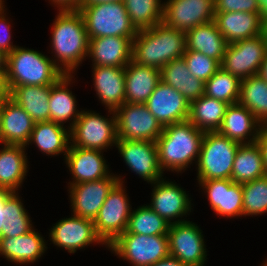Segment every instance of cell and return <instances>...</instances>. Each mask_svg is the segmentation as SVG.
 <instances>
[{"label":"cell","instance_id":"cell-30","mask_svg":"<svg viewBox=\"0 0 267 266\" xmlns=\"http://www.w3.org/2000/svg\"><path fill=\"white\" fill-rule=\"evenodd\" d=\"M25 146L3 144L0 150V189L16 192L27 173Z\"/></svg>","mask_w":267,"mask_h":266},{"label":"cell","instance_id":"cell-53","mask_svg":"<svg viewBox=\"0 0 267 266\" xmlns=\"http://www.w3.org/2000/svg\"><path fill=\"white\" fill-rule=\"evenodd\" d=\"M123 0H82L80 5H90L99 3L120 2Z\"/></svg>","mask_w":267,"mask_h":266},{"label":"cell","instance_id":"cell-24","mask_svg":"<svg viewBox=\"0 0 267 266\" xmlns=\"http://www.w3.org/2000/svg\"><path fill=\"white\" fill-rule=\"evenodd\" d=\"M262 124L245 106L230 104L223 117L218 133L240 144L257 142ZM250 140H249V138ZM245 139H248L246 141Z\"/></svg>","mask_w":267,"mask_h":266},{"label":"cell","instance_id":"cell-42","mask_svg":"<svg viewBox=\"0 0 267 266\" xmlns=\"http://www.w3.org/2000/svg\"><path fill=\"white\" fill-rule=\"evenodd\" d=\"M182 57L187 63L191 75L203 82L209 80L221 68L218 61L201 52L185 50Z\"/></svg>","mask_w":267,"mask_h":266},{"label":"cell","instance_id":"cell-35","mask_svg":"<svg viewBox=\"0 0 267 266\" xmlns=\"http://www.w3.org/2000/svg\"><path fill=\"white\" fill-rule=\"evenodd\" d=\"M70 130L56 122H37L34 125L29 143H36L39 150L47 155L64 153L66 156L70 146Z\"/></svg>","mask_w":267,"mask_h":266},{"label":"cell","instance_id":"cell-1","mask_svg":"<svg viewBox=\"0 0 267 266\" xmlns=\"http://www.w3.org/2000/svg\"><path fill=\"white\" fill-rule=\"evenodd\" d=\"M52 27L54 65L64 75H71L88 55L89 37L83 17L78 10H59Z\"/></svg>","mask_w":267,"mask_h":266},{"label":"cell","instance_id":"cell-41","mask_svg":"<svg viewBox=\"0 0 267 266\" xmlns=\"http://www.w3.org/2000/svg\"><path fill=\"white\" fill-rule=\"evenodd\" d=\"M242 185L243 215H258L267 212V175Z\"/></svg>","mask_w":267,"mask_h":266},{"label":"cell","instance_id":"cell-10","mask_svg":"<svg viewBox=\"0 0 267 266\" xmlns=\"http://www.w3.org/2000/svg\"><path fill=\"white\" fill-rule=\"evenodd\" d=\"M267 54V34L227 45L221 67L240 80L257 75Z\"/></svg>","mask_w":267,"mask_h":266},{"label":"cell","instance_id":"cell-52","mask_svg":"<svg viewBox=\"0 0 267 266\" xmlns=\"http://www.w3.org/2000/svg\"><path fill=\"white\" fill-rule=\"evenodd\" d=\"M7 95L8 92L5 86V78L0 74V103Z\"/></svg>","mask_w":267,"mask_h":266},{"label":"cell","instance_id":"cell-13","mask_svg":"<svg viewBox=\"0 0 267 266\" xmlns=\"http://www.w3.org/2000/svg\"><path fill=\"white\" fill-rule=\"evenodd\" d=\"M214 15V0H168L163 7V22L184 32L214 21Z\"/></svg>","mask_w":267,"mask_h":266},{"label":"cell","instance_id":"cell-48","mask_svg":"<svg viewBox=\"0 0 267 266\" xmlns=\"http://www.w3.org/2000/svg\"><path fill=\"white\" fill-rule=\"evenodd\" d=\"M151 266H186L185 264H182L178 259L168 256L157 263H154Z\"/></svg>","mask_w":267,"mask_h":266},{"label":"cell","instance_id":"cell-54","mask_svg":"<svg viewBox=\"0 0 267 266\" xmlns=\"http://www.w3.org/2000/svg\"><path fill=\"white\" fill-rule=\"evenodd\" d=\"M0 142H1V144H3L2 135H1V119H0Z\"/></svg>","mask_w":267,"mask_h":266},{"label":"cell","instance_id":"cell-44","mask_svg":"<svg viewBox=\"0 0 267 266\" xmlns=\"http://www.w3.org/2000/svg\"><path fill=\"white\" fill-rule=\"evenodd\" d=\"M3 2V0L0 2V50L6 54H10L17 46L11 43V34L9 30V27L11 26L9 24L10 22L6 21L8 19H5L6 13L4 14L5 10Z\"/></svg>","mask_w":267,"mask_h":266},{"label":"cell","instance_id":"cell-20","mask_svg":"<svg viewBox=\"0 0 267 266\" xmlns=\"http://www.w3.org/2000/svg\"><path fill=\"white\" fill-rule=\"evenodd\" d=\"M0 119L3 144L27 147L35 122L8 95L0 103Z\"/></svg>","mask_w":267,"mask_h":266},{"label":"cell","instance_id":"cell-55","mask_svg":"<svg viewBox=\"0 0 267 266\" xmlns=\"http://www.w3.org/2000/svg\"><path fill=\"white\" fill-rule=\"evenodd\" d=\"M265 32L267 34V23L265 24Z\"/></svg>","mask_w":267,"mask_h":266},{"label":"cell","instance_id":"cell-9","mask_svg":"<svg viewBox=\"0 0 267 266\" xmlns=\"http://www.w3.org/2000/svg\"><path fill=\"white\" fill-rule=\"evenodd\" d=\"M123 187V181L113 187L93 220L96 233L107 247L126 231L131 214L132 208Z\"/></svg>","mask_w":267,"mask_h":266},{"label":"cell","instance_id":"cell-7","mask_svg":"<svg viewBox=\"0 0 267 266\" xmlns=\"http://www.w3.org/2000/svg\"><path fill=\"white\" fill-rule=\"evenodd\" d=\"M113 117L106 118L98 113L82 111L70 129V146L104 150L117 143L116 115L108 110Z\"/></svg>","mask_w":267,"mask_h":266},{"label":"cell","instance_id":"cell-33","mask_svg":"<svg viewBox=\"0 0 267 266\" xmlns=\"http://www.w3.org/2000/svg\"><path fill=\"white\" fill-rule=\"evenodd\" d=\"M263 176H266V171L258 143L240 144L234 157L231 180L243 184Z\"/></svg>","mask_w":267,"mask_h":266},{"label":"cell","instance_id":"cell-34","mask_svg":"<svg viewBox=\"0 0 267 266\" xmlns=\"http://www.w3.org/2000/svg\"><path fill=\"white\" fill-rule=\"evenodd\" d=\"M228 106V103L203 94L190 102L188 120L204 132L218 131Z\"/></svg>","mask_w":267,"mask_h":266},{"label":"cell","instance_id":"cell-28","mask_svg":"<svg viewBox=\"0 0 267 266\" xmlns=\"http://www.w3.org/2000/svg\"><path fill=\"white\" fill-rule=\"evenodd\" d=\"M52 85L6 87L8 96L37 122L50 121L49 97Z\"/></svg>","mask_w":267,"mask_h":266},{"label":"cell","instance_id":"cell-2","mask_svg":"<svg viewBox=\"0 0 267 266\" xmlns=\"http://www.w3.org/2000/svg\"><path fill=\"white\" fill-rule=\"evenodd\" d=\"M186 50V32L161 22L150 29L138 31L133 39L132 60L143 66L161 68L181 58Z\"/></svg>","mask_w":267,"mask_h":266},{"label":"cell","instance_id":"cell-50","mask_svg":"<svg viewBox=\"0 0 267 266\" xmlns=\"http://www.w3.org/2000/svg\"><path fill=\"white\" fill-rule=\"evenodd\" d=\"M8 54L0 50V74L5 78L7 73Z\"/></svg>","mask_w":267,"mask_h":266},{"label":"cell","instance_id":"cell-38","mask_svg":"<svg viewBox=\"0 0 267 266\" xmlns=\"http://www.w3.org/2000/svg\"><path fill=\"white\" fill-rule=\"evenodd\" d=\"M19 198L18 192H13L5 201L2 237H18L33 228L28 212Z\"/></svg>","mask_w":267,"mask_h":266},{"label":"cell","instance_id":"cell-39","mask_svg":"<svg viewBox=\"0 0 267 266\" xmlns=\"http://www.w3.org/2000/svg\"><path fill=\"white\" fill-rule=\"evenodd\" d=\"M169 225L168 222L146 205L131 212L124 233H134L146 236L167 235Z\"/></svg>","mask_w":267,"mask_h":266},{"label":"cell","instance_id":"cell-22","mask_svg":"<svg viewBox=\"0 0 267 266\" xmlns=\"http://www.w3.org/2000/svg\"><path fill=\"white\" fill-rule=\"evenodd\" d=\"M133 39L117 36L89 39L87 56L93 58V66L125 68L132 60Z\"/></svg>","mask_w":267,"mask_h":266},{"label":"cell","instance_id":"cell-14","mask_svg":"<svg viewBox=\"0 0 267 266\" xmlns=\"http://www.w3.org/2000/svg\"><path fill=\"white\" fill-rule=\"evenodd\" d=\"M118 182H122L121 177L110 174L100 180L68 186L73 215L93 221L109 192Z\"/></svg>","mask_w":267,"mask_h":266},{"label":"cell","instance_id":"cell-19","mask_svg":"<svg viewBox=\"0 0 267 266\" xmlns=\"http://www.w3.org/2000/svg\"><path fill=\"white\" fill-rule=\"evenodd\" d=\"M207 192V199L217 215L237 217L243 215L242 185L231 179L198 180Z\"/></svg>","mask_w":267,"mask_h":266},{"label":"cell","instance_id":"cell-46","mask_svg":"<svg viewBox=\"0 0 267 266\" xmlns=\"http://www.w3.org/2000/svg\"><path fill=\"white\" fill-rule=\"evenodd\" d=\"M59 10H78L82 0H50Z\"/></svg>","mask_w":267,"mask_h":266},{"label":"cell","instance_id":"cell-11","mask_svg":"<svg viewBox=\"0 0 267 266\" xmlns=\"http://www.w3.org/2000/svg\"><path fill=\"white\" fill-rule=\"evenodd\" d=\"M114 112L118 139L156 142L163 132L145 104L124 103Z\"/></svg>","mask_w":267,"mask_h":266},{"label":"cell","instance_id":"cell-32","mask_svg":"<svg viewBox=\"0 0 267 266\" xmlns=\"http://www.w3.org/2000/svg\"><path fill=\"white\" fill-rule=\"evenodd\" d=\"M71 75H62L51 87L49 97L50 121L56 122L63 126L70 118L71 123L69 130L73 127L75 121L79 118L81 111H78L76 98L68 89L72 81ZM77 109V110H76Z\"/></svg>","mask_w":267,"mask_h":266},{"label":"cell","instance_id":"cell-4","mask_svg":"<svg viewBox=\"0 0 267 266\" xmlns=\"http://www.w3.org/2000/svg\"><path fill=\"white\" fill-rule=\"evenodd\" d=\"M62 75L54 65V59L39 51L18 46L8 54L5 86L52 85Z\"/></svg>","mask_w":267,"mask_h":266},{"label":"cell","instance_id":"cell-45","mask_svg":"<svg viewBox=\"0 0 267 266\" xmlns=\"http://www.w3.org/2000/svg\"><path fill=\"white\" fill-rule=\"evenodd\" d=\"M257 143L260 146L263 154L264 167L267 175V125L262 124L259 135L257 138Z\"/></svg>","mask_w":267,"mask_h":266},{"label":"cell","instance_id":"cell-51","mask_svg":"<svg viewBox=\"0 0 267 266\" xmlns=\"http://www.w3.org/2000/svg\"><path fill=\"white\" fill-rule=\"evenodd\" d=\"M257 75H259L263 80L267 82V54L260 65V69Z\"/></svg>","mask_w":267,"mask_h":266},{"label":"cell","instance_id":"cell-43","mask_svg":"<svg viewBox=\"0 0 267 266\" xmlns=\"http://www.w3.org/2000/svg\"><path fill=\"white\" fill-rule=\"evenodd\" d=\"M215 12L259 13L257 0H214Z\"/></svg>","mask_w":267,"mask_h":266},{"label":"cell","instance_id":"cell-27","mask_svg":"<svg viewBox=\"0 0 267 266\" xmlns=\"http://www.w3.org/2000/svg\"><path fill=\"white\" fill-rule=\"evenodd\" d=\"M45 240L34 230L18 237L0 238V255L14 263L24 264L37 261L47 249Z\"/></svg>","mask_w":267,"mask_h":266},{"label":"cell","instance_id":"cell-18","mask_svg":"<svg viewBox=\"0 0 267 266\" xmlns=\"http://www.w3.org/2000/svg\"><path fill=\"white\" fill-rule=\"evenodd\" d=\"M151 184L155 186L152 191V203L148 206L168 224L191 212V200L181 187L173 182L164 181L163 178Z\"/></svg>","mask_w":267,"mask_h":266},{"label":"cell","instance_id":"cell-25","mask_svg":"<svg viewBox=\"0 0 267 266\" xmlns=\"http://www.w3.org/2000/svg\"><path fill=\"white\" fill-rule=\"evenodd\" d=\"M93 81L99 100L115 111L125 103V68L93 66Z\"/></svg>","mask_w":267,"mask_h":266},{"label":"cell","instance_id":"cell-31","mask_svg":"<svg viewBox=\"0 0 267 266\" xmlns=\"http://www.w3.org/2000/svg\"><path fill=\"white\" fill-rule=\"evenodd\" d=\"M161 80L179 91L189 103L204 94L205 82L191 75L183 57L161 68Z\"/></svg>","mask_w":267,"mask_h":266},{"label":"cell","instance_id":"cell-17","mask_svg":"<svg viewBox=\"0 0 267 266\" xmlns=\"http://www.w3.org/2000/svg\"><path fill=\"white\" fill-rule=\"evenodd\" d=\"M50 230L53 244L69 253H75L93 242L106 245L96 233L93 221L76 215L60 220Z\"/></svg>","mask_w":267,"mask_h":266},{"label":"cell","instance_id":"cell-29","mask_svg":"<svg viewBox=\"0 0 267 266\" xmlns=\"http://www.w3.org/2000/svg\"><path fill=\"white\" fill-rule=\"evenodd\" d=\"M227 41L214 21L198 25L186 32V50L201 52L220 64L227 48Z\"/></svg>","mask_w":267,"mask_h":266},{"label":"cell","instance_id":"cell-37","mask_svg":"<svg viewBox=\"0 0 267 266\" xmlns=\"http://www.w3.org/2000/svg\"><path fill=\"white\" fill-rule=\"evenodd\" d=\"M130 21L137 31L163 22L164 4L160 0H123Z\"/></svg>","mask_w":267,"mask_h":266},{"label":"cell","instance_id":"cell-23","mask_svg":"<svg viewBox=\"0 0 267 266\" xmlns=\"http://www.w3.org/2000/svg\"><path fill=\"white\" fill-rule=\"evenodd\" d=\"M214 22L228 44L265 32L259 13L215 12Z\"/></svg>","mask_w":267,"mask_h":266},{"label":"cell","instance_id":"cell-21","mask_svg":"<svg viewBox=\"0 0 267 266\" xmlns=\"http://www.w3.org/2000/svg\"><path fill=\"white\" fill-rule=\"evenodd\" d=\"M101 150L69 146L65 162L73 175L70 185L95 181L110 175Z\"/></svg>","mask_w":267,"mask_h":266},{"label":"cell","instance_id":"cell-12","mask_svg":"<svg viewBox=\"0 0 267 266\" xmlns=\"http://www.w3.org/2000/svg\"><path fill=\"white\" fill-rule=\"evenodd\" d=\"M177 220L169 225L167 233L169 255L186 266H204L207 251L200 228L190 221Z\"/></svg>","mask_w":267,"mask_h":266},{"label":"cell","instance_id":"cell-36","mask_svg":"<svg viewBox=\"0 0 267 266\" xmlns=\"http://www.w3.org/2000/svg\"><path fill=\"white\" fill-rule=\"evenodd\" d=\"M238 103L250 110L265 124L267 122V82L259 75L241 80Z\"/></svg>","mask_w":267,"mask_h":266},{"label":"cell","instance_id":"cell-16","mask_svg":"<svg viewBox=\"0 0 267 266\" xmlns=\"http://www.w3.org/2000/svg\"><path fill=\"white\" fill-rule=\"evenodd\" d=\"M144 104L163 127L186 121L189 117L190 103L179 91L162 80Z\"/></svg>","mask_w":267,"mask_h":266},{"label":"cell","instance_id":"cell-6","mask_svg":"<svg viewBox=\"0 0 267 266\" xmlns=\"http://www.w3.org/2000/svg\"><path fill=\"white\" fill-rule=\"evenodd\" d=\"M240 143L217 131L205 132L197 163V180L231 179L234 157Z\"/></svg>","mask_w":267,"mask_h":266},{"label":"cell","instance_id":"cell-3","mask_svg":"<svg viewBox=\"0 0 267 266\" xmlns=\"http://www.w3.org/2000/svg\"><path fill=\"white\" fill-rule=\"evenodd\" d=\"M204 133L189 120L164 126L156 140L162 172L167 169L178 173L186 170L193 160L198 161Z\"/></svg>","mask_w":267,"mask_h":266},{"label":"cell","instance_id":"cell-47","mask_svg":"<svg viewBox=\"0 0 267 266\" xmlns=\"http://www.w3.org/2000/svg\"><path fill=\"white\" fill-rule=\"evenodd\" d=\"M12 193V191L0 189V238L2 237V228L4 226V204Z\"/></svg>","mask_w":267,"mask_h":266},{"label":"cell","instance_id":"cell-40","mask_svg":"<svg viewBox=\"0 0 267 266\" xmlns=\"http://www.w3.org/2000/svg\"><path fill=\"white\" fill-rule=\"evenodd\" d=\"M241 80L222 67L205 82L204 95L225 103H238Z\"/></svg>","mask_w":267,"mask_h":266},{"label":"cell","instance_id":"cell-5","mask_svg":"<svg viewBox=\"0 0 267 266\" xmlns=\"http://www.w3.org/2000/svg\"><path fill=\"white\" fill-rule=\"evenodd\" d=\"M89 39L99 37L135 38L138 31L130 21L123 1L80 5Z\"/></svg>","mask_w":267,"mask_h":266},{"label":"cell","instance_id":"cell-49","mask_svg":"<svg viewBox=\"0 0 267 266\" xmlns=\"http://www.w3.org/2000/svg\"><path fill=\"white\" fill-rule=\"evenodd\" d=\"M259 5V15L264 24L267 23V0H257Z\"/></svg>","mask_w":267,"mask_h":266},{"label":"cell","instance_id":"cell-8","mask_svg":"<svg viewBox=\"0 0 267 266\" xmlns=\"http://www.w3.org/2000/svg\"><path fill=\"white\" fill-rule=\"evenodd\" d=\"M108 248L132 266H151L169 256L168 235L123 233Z\"/></svg>","mask_w":267,"mask_h":266},{"label":"cell","instance_id":"cell-15","mask_svg":"<svg viewBox=\"0 0 267 266\" xmlns=\"http://www.w3.org/2000/svg\"><path fill=\"white\" fill-rule=\"evenodd\" d=\"M114 146L118 148L126 165L145 181L154 183L163 178L156 142L117 139Z\"/></svg>","mask_w":267,"mask_h":266},{"label":"cell","instance_id":"cell-26","mask_svg":"<svg viewBox=\"0 0 267 266\" xmlns=\"http://www.w3.org/2000/svg\"><path fill=\"white\" fill-rule=\"evenodd\" d=\"M161 81V70L131 60L125 67V103L144 104Z\"/></svg>","mask_w":267,"mask_h":266}]
</instances>
